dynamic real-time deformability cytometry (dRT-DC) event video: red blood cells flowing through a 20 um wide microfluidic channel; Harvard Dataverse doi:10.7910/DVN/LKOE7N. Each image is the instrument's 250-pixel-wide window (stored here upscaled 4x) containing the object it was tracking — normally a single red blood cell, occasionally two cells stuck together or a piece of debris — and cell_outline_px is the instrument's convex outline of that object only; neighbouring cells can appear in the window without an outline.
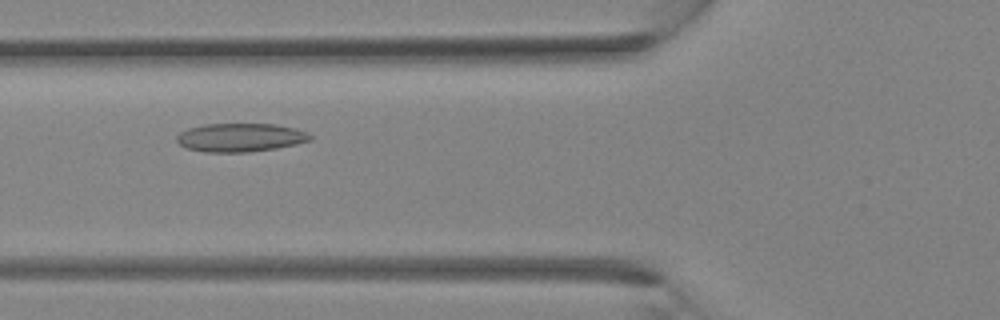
{"species": "Egyptian fruit bat (a non-hibernating species)", "species_latin": "Rousettus aegyptiacus", "temperature_condition": "room temperature", "stored_images_in_passage": 34, "camera_frame_rate_fps": 3000, "um_per_image_px": 0.085, "animal": {"sex": "female"}, "frame": {"image": 1, "passage_image": 12, "time_ms": 3.667, "image_size_px": [1000, 320], "cell_outline_px": [[312, 140], [296, 144], [276, 148], [248, 152], [204, 152], [184, 148], [176, 140], [176, 136], [180, 132], [188, 128], [204, 124], [276, 124], [296, 128], [308, 132], [312, 136]], "centroid_in_image_um": [20.43, 11.69], "position_along_channel_um": 105.4, "area_um2": 22.37}}
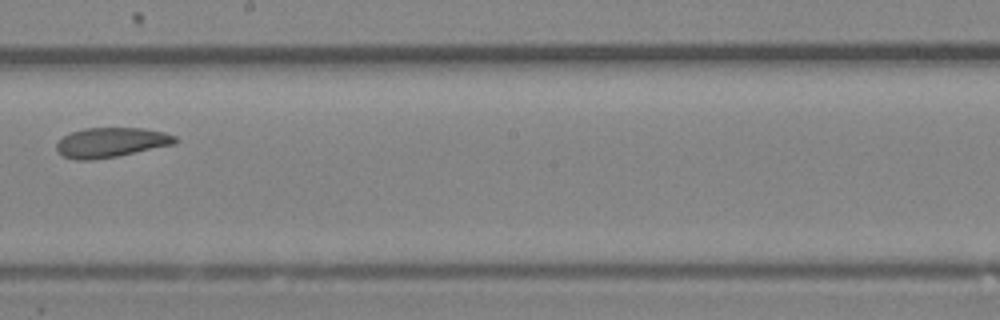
{"frame": {"image": 2, "passage_image": 19, "time_ms": 6.0, "image_size_px": [1000, 320], "cell_outline_px": [[176, 144], [116, 156], [92, 160], [76, 160], [64, 156], [56, 152], [56, 144], [64, 136], [72, 132], [84, 128], [144, 128], [164, 132], [176, 136]], "centroid_in_image_um": [9.43, 12.11], "position_along_channel_um": 238.8, "area_um2": 20.52}}
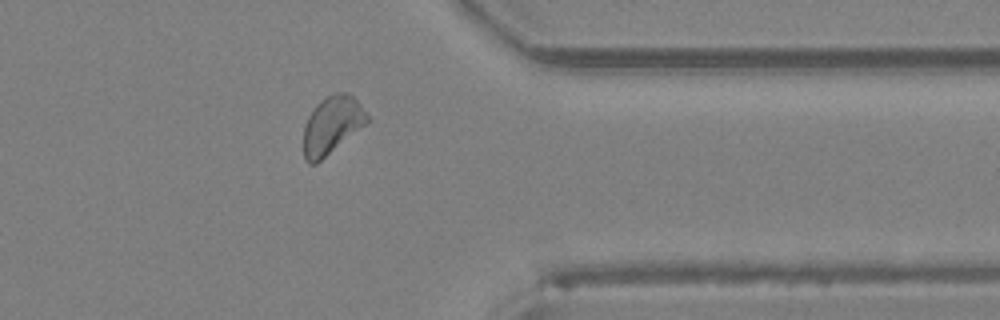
{"frame": {"image": 3, "passage_image": 27, "time_ms": 8.667, "image_size_px": [1000, 320], "cell_outline_px": [[368, 120], [364, 124], [316, 164], [308, 164], [304, 160], [304, 124], [308, 116], [316, 104], [320, 100], [336, 92], [348, 92], [360, 104], [368, 116]], "centroid_in_image_um": [28.16, 10.62], "position_along_channel_um": 383.2, "area_um2": 20.92}}